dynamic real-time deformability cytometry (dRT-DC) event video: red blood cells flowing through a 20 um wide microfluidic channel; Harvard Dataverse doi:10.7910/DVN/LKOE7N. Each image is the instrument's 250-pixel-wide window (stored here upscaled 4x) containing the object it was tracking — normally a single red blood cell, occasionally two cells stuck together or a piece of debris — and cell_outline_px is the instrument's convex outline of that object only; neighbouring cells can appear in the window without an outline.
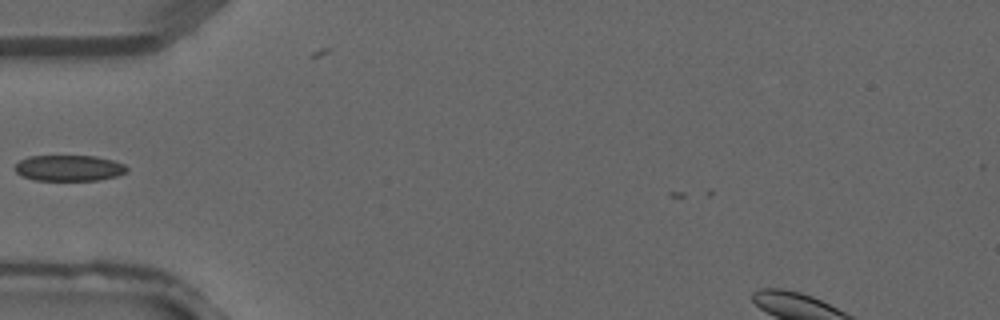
{"species": "common noctule bat (a hibernating species)", "species_latin": "Nyctalus noctula", "temperature_condition": "warm", "stored_images_in_passage": 2, "camera_frame_rate_fps": 3000, "um_per_image_px": 0.085, "animal": {"sex": "male", "forearm_length_mm": 52.5}, "frame": {"image": 1, "passage_image": 2, "time_ms": 0.333, "image_size_px": [1000, 320], "cell_outline_px": [[128, 172], [116, 176], [100, 180], [36, 180], [24, 176], [16, 172], [12, 168], [20, 160], [28, 156], [96, 156], [112, 160], [124, 164], [128, 168]], "centroid_in_image_um": [5.87, 14.28], "position_along_channel_um": 79.1, "area_um2": 16.94}}